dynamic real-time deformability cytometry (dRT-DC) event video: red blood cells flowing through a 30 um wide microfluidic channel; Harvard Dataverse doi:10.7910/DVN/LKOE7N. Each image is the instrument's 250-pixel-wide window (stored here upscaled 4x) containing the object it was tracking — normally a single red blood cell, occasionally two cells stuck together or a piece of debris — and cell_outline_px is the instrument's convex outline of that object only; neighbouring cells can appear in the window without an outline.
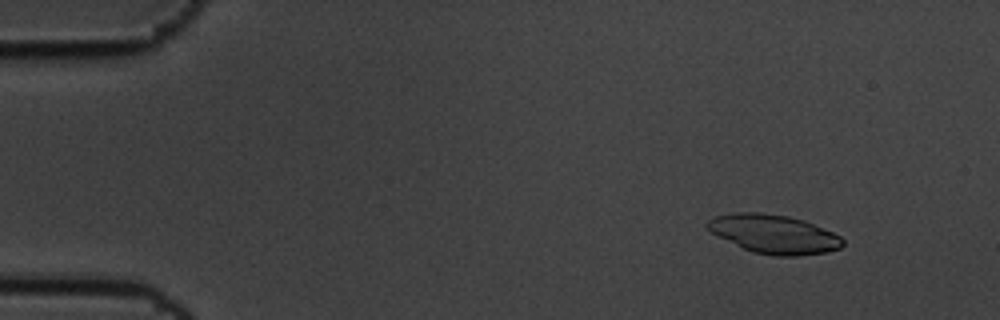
{"species": "common noctule bat (a hibernating species)", "species_latin": "Nyctalus noctula", "temperature_condition": "cold", "stored_images_in_passage": 33, "camera_frame_rate_fps": 3000, "um_per_image_px": 0.085, "animal": {"sex": "male", "body_mass_g": 19.5, "forearm_length_mm": 54.6}, "frame": {"image": 1, "passage_image": 7, "time_ms": 2.0, "image_size_px": [1000, 320], "cell_outline_px": [[844, 244], [840, 248], [828, 252], [800, 256], [776, 256], [752, 252], [712, 232], [704, 224], [708, 220], [716, 216], [736, 212], [760, 212], [788, 216], [804, 220], [832, 232], [840, 236], [844, 240]], "centroid_in_image_um": [65.82, 19.9], "position_along_channel_um": 19.2, "area_um2": 30.4}}